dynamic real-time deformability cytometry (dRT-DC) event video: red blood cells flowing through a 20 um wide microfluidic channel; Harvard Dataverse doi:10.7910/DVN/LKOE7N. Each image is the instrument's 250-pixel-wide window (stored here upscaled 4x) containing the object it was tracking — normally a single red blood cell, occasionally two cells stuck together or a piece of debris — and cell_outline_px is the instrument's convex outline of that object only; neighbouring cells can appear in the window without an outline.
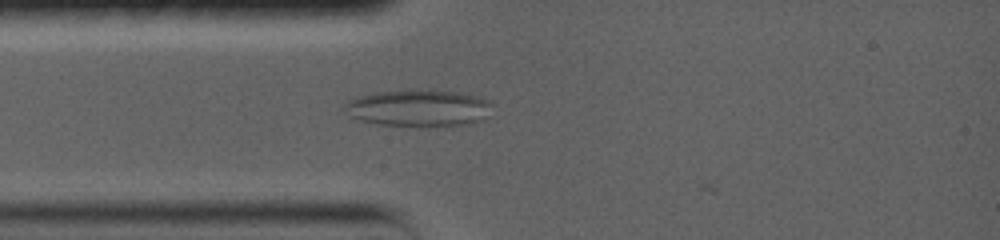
{"species": "common noctule bat (a hibernating species)", "species_latin": "Nyctalus noctula", "temperature_condition": "warm", "stored_images_in_passage": 30, "camera_frame_rate_fps": 5000, "um_per_image_px": 0.085, "animal": {"sex": "female", "body_mass_g": 19.0, "forearm_length_mm": 56.7}, "frame": {"image": 1, "passage_image": 7, "time_ms": 3.2, "image_size_px": [1000, 240], "cell_outline_px": [[492, 104], [480, 120], [452, 128], [376, 124], [360, 120], [348, 116], [340, 108], [348, 100], [356, 96], [376, 92], [456, 92], [476, 96], [488, 100]], "centroid_in_image_um": [35.48, 9.24], "position_along_channel_um": 49.5, "area_um2": 31.33}}
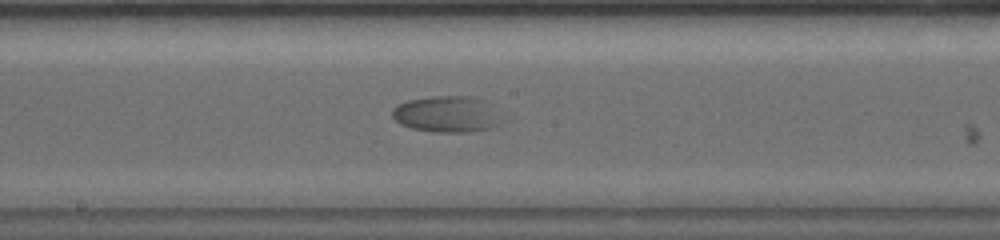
{"frame": {"image": 2, "passage_image": 13, "time_ms": 7.8, "image_size_px": [1000, 240], "cell_outline_px": [[496, 124], [492, 128], [468, 132], [432, 132], [412, 128], [400, 124], [392, 116], [392, 108], [396, 104], [408, 100], [432, 96], [472, 96], [488, 100]], "centroid_in_image_um": [37.85, 9.69], "position_along_channel_um": 210.3, "area_um2": 22.72}}
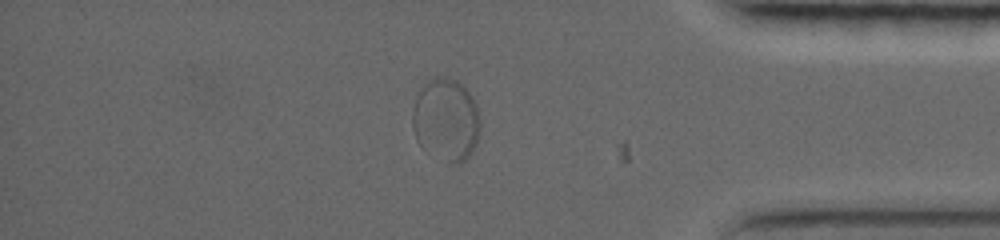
{"frame": {"image": 3, "passage_image": 21, "time_ms": 13.8, "image_size_px": [1000, 240], "cell_outline_px": [[480, 124], [476, 144], [468, 156], [460, 164], [448, 164], [420, 144], [416, 140], [412, 128], [412, 112], [416, 96], [420, 88], [428, 80], [436, 76], [440, 76], [456, 80], [468, 92], [476, 104]], "centroid_in_image_um": [37.89, 10.17], "position_along_channel_um": 397.3, "area_um2": 32.48}}